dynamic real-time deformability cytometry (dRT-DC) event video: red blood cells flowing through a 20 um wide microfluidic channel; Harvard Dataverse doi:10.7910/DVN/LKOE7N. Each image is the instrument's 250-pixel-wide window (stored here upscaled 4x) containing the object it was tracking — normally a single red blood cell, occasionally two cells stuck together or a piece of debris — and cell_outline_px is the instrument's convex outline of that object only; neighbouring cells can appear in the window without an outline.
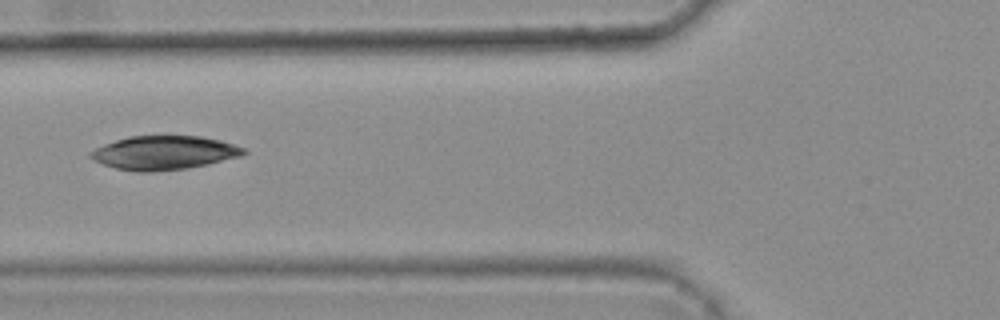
{"species": "common noctule bat (a hibernating species)", "species_latin": "Nyctalus noctula", "temperature_condition": "warm", "stored_images_in_passage": 6, "camera_frame_rate_fps": 3000, "um_per_image_px": 0.085, "animal": {"sex": "female", "body_mass_g": 25.1}, "frame": {"image": 1, "passage_image": 6, "time_ms": 1.667, "image_size_px": [1000, 320], "cell_outline_px": [[248, 152], [240, 156], [208, 164], [188, 168], [152, 172], [136, 172], [116, 168], [104, 164], [88, 156], [96, 148], [104, 144], [128, 136], [160, 132], [164, 132], [200, 136], [220, 140], [244, 148]], "centroid_in_image_um": [13.96, 12.93], "position_along_channel_um": 111.8, "area_um2": 31.04}}